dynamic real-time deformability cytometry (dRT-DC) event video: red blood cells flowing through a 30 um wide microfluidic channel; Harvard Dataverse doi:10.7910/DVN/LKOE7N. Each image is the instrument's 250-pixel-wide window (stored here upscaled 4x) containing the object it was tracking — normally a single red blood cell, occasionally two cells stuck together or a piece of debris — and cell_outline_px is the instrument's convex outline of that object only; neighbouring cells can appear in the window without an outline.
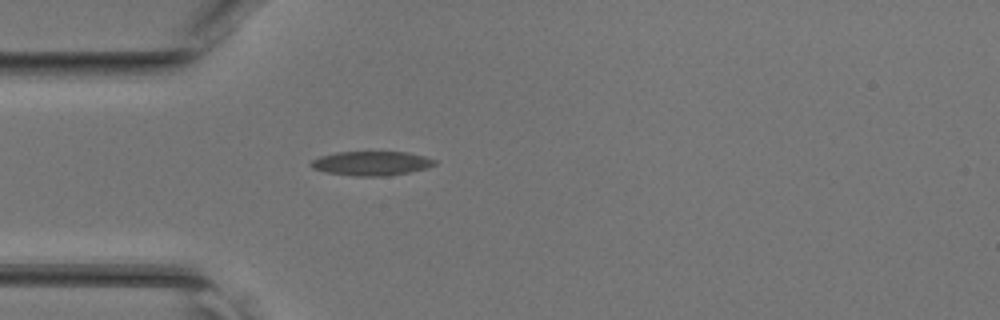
{"species": "common noctule bat (a hibernating species)", "species_latin": "Nyctalus noctula", "temperature_condition": "room temperature", "stored_images_in_passage": 27, "camera_frame_rate_fps": 3000, "um_per_image_px": 0.085, "animal": {"sex": "female", "body_mass_g": 17.0, "forearm_length_mm": 48.0}, "frame": {"image": 1, "passage_image": 1, "time_ms": 0.0, "image_size_px": [1000, 320], "cell_outline_px": [[436, 164], [428, 168], [388, 176], [352, 176], [324, 172], [312, 168], [308, 164], [312, 160], [320, 156], [336, 152], [408, 152], [424, 156], [436, 160]], "centroid_in_image_um": [31.55, 13.89], "position_along_channel_um": 53.5, "area_um2": 17.63}}
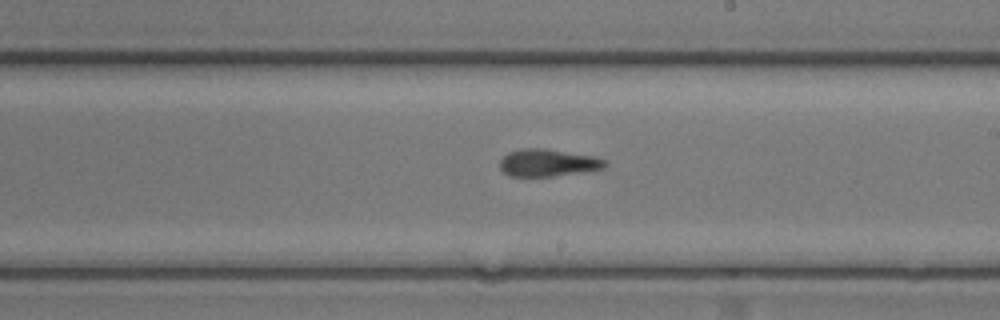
{"frame": {"image": 2, "passage_image": 14, "time_ms": 4.333, "image_size_px": [1000, 320], "cell_outline_px": [[608, 164], [604, 168], [592, 172], [552, 176], [508, 176], [500, 168], [500, 160], [508, 152], [524, 148], [544, 148], [596, 156], [608, 160]], "centroid_in_image_um": [46.66, 13.84], "position_along_channel_um": 242.3, "area_um2": 17.17}}
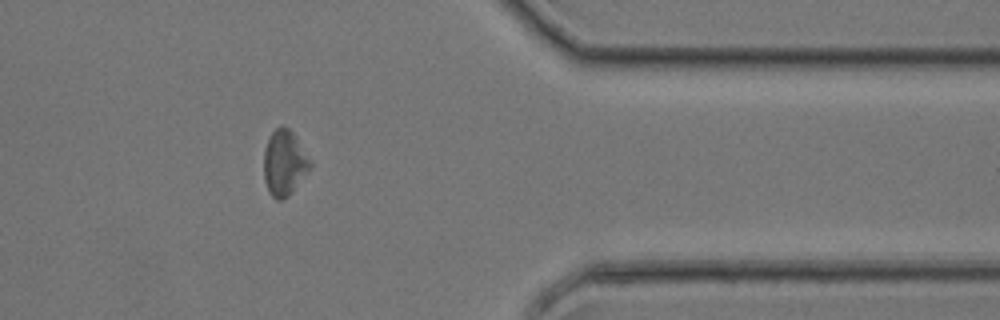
{"frame": {"image": 3, "passage_image": 25, "time_ms": 8.0, "image_size_px": [1000, 320], "cell_outline_px": [[312, 164], [292, 192], [284, 200], [276, 200], [268, 192], [264, 180], [264, 152], [268, 140], [272, 132], [280, 124], [284, 124], [296, 136], [312, 160]], "centroid_in_image_um": [24.17, 13.83], "position_along_channel_um": 387.2, "area_um2": 17.8}}